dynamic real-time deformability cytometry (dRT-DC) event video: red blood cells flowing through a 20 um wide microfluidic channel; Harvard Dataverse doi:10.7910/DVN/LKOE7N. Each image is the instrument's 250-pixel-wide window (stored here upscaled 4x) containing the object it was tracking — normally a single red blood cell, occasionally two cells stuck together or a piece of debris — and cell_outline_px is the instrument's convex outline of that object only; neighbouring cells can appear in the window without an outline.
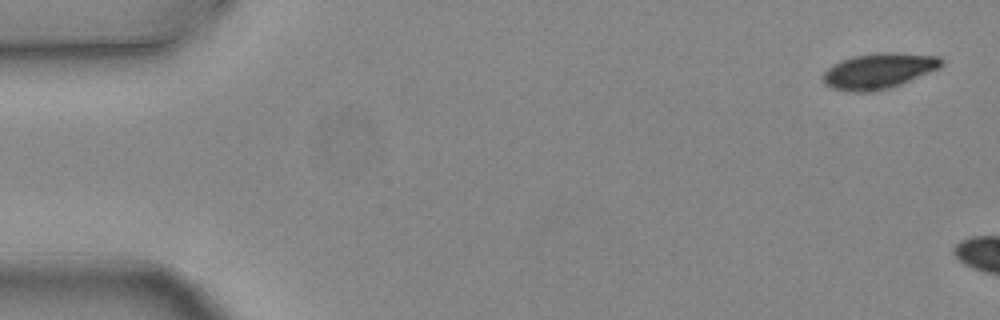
{"species": "common noctule bat (a hibernating species)", "species_latin": "Nyctalus noctula", "temperature_condition": "warm", "stored_images_in_passage": 2, "camera_frame_rate_fps": 3000, "um_per_image_px": 0.085, "animal": {"sex": "female", "body_mass_g": 24.6, "forearm_length_mm": 56.2}, "frame": {"image": 1, "passage_image": 1, "time_ms": 0.0, "image_size_px": [1000, 320], "cell_outline_px": [[944, 64], [940, 68], [892, 88], [872, 92], [848, 92], [832, 88], [824, 84], [824, 72], [828, 68], [844, 60], [856, 56], [876, 52], [900, 52], [940, 56], [944, 60]], "centroid_in_image_um": [74.76, 6.03], "position_along_channel_um": 10.2, "area_um2": 24.74}}